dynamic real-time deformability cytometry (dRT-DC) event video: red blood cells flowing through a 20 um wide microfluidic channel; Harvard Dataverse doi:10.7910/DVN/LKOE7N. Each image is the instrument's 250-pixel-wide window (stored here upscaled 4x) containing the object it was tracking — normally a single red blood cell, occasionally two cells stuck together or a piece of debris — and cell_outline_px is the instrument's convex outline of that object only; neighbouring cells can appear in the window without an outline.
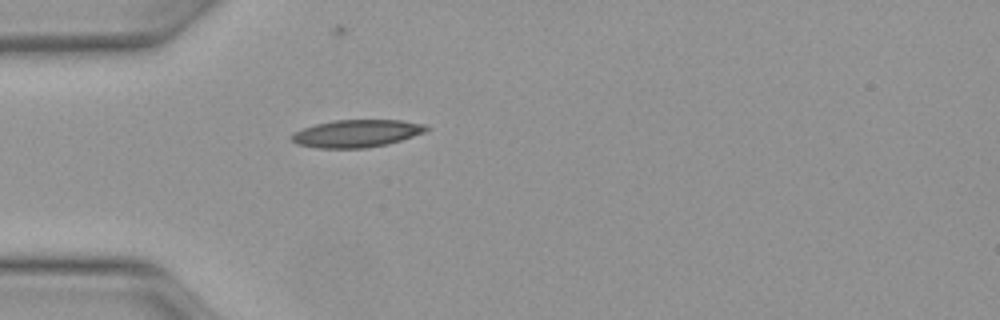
{"species": "Egyptian fruit bat (a non-hibernating species)", "species_latin": "Rousettus aegyptiacus", "temperature_condition": "warm", "stored_images_in_passage": 30, "camera_frame_rate_fps": 3000, "um_per_image_px": 0.085, "animal": {"sex": "female"}, "frame": {"image": 1, "passage_image": 1, "time_ms": 0.0, "image_size_px": [1000, 320], "cell_outline_px": [[428, 128], [424, 132], [388, 144], [364, 148], [316, 148], [296, 144], [288, 136], [292, 132], [316, 124], [332, 120], [400, 120], [424, 124]], "centroid_in_image_um": [30.24, 11.34], "position_along_channel_um": 54.8, "area_um2": 21.56}}
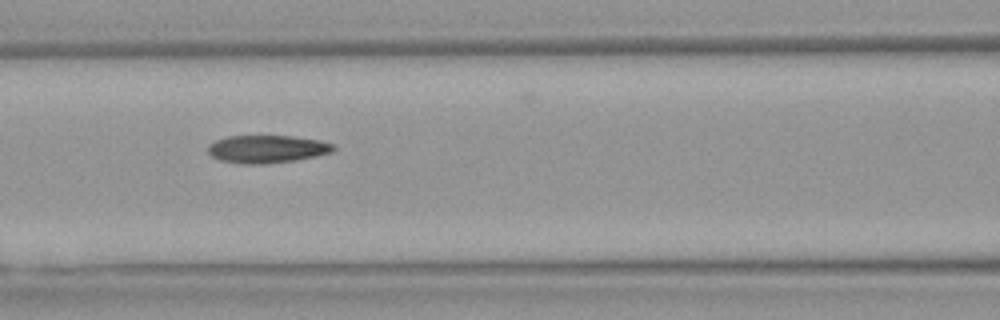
{"frame": {"image": 2, "passage_image": 8, "time_ms": 2.333, "image_size_px": [1000, 320], "cell_outline_px": [[336, 148], [332, 152], [316, 156], [296, 160], [264, 164], [240, 164], [220, 160], [212, 156], [208, 152], [208, 144], [216, 140], [228, 136], [292, 136], [320, 140], [332, 144]], "centroid_in_image_um": [22.69, 12.67], "position_along_channel_um": 143.9, "area_um2": 20.35}}
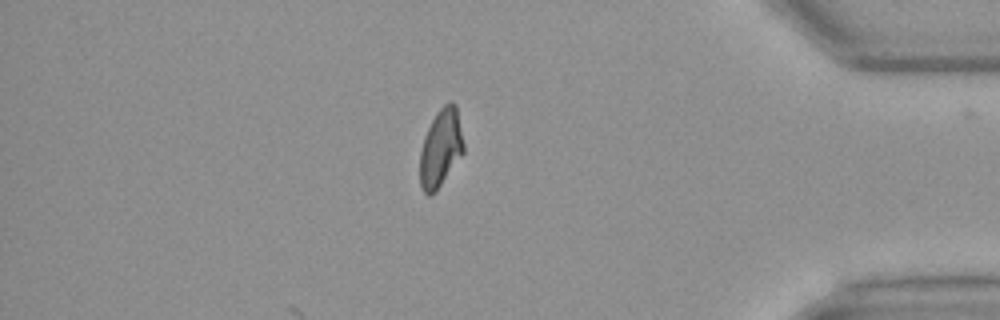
{"frame": {"image": 3, "passage_image": 29, "time_ms": 9.333, "image_size_px": [1000, 320], "cell_outline_px": [[464, 152], [436, 192], [432, 196], [428, 196], [424, 192], [420, 184], [420, 152], [424, 136], [436, 112], [448, 100], [452, 100], [456, 104], [464, 144]], "centroid_in_image_um": [37.46, 12.58], "position_along_channel_um": 397.7, "area_um2": 20.0}, "authors_computed_cell_mechanics": {"area_um2": 20.4612, "velocity_mm_per_s": 4.1161, "shape_relaxation_time_tau1_ms": 9.1059, "shape_relaxation_time_tau2_ms": 2.6502, "deformation_change_tau1": 0.2727, "deformation_change_tau2": 0.0875}}